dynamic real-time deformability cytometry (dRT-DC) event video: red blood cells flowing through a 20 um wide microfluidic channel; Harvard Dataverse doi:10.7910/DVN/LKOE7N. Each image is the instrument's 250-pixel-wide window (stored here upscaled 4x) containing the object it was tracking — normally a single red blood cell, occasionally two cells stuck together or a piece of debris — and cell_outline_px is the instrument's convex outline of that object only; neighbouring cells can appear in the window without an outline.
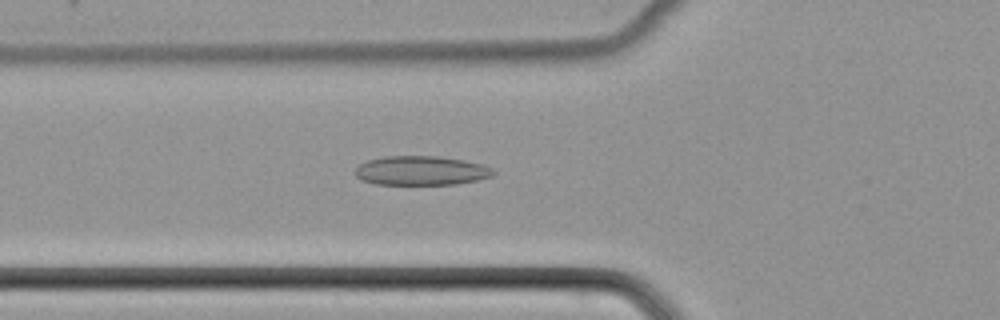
{"species": "common noctule bat (a hibernating species)", "species_latin": "Nyctalus noctula", "temperature_condition": "cold", "stored_images_in_passage": 51, "camera_frame_rate_fps": 3000, "um_per_image_px": 0.085, "animal": {"sex": "female", "body_mass_g": 22.7, "forearm_length_mm": 54.2}, "frame": {"image": 1, "passage_image": 19, "time_ms": 6.0, "image_size_px": [1000, 320], "cell_outline_px": [[496, 172], [492, 176], [476, 180], [456, 184], [376, 184], [360, 180], [356, 176], [356, 168], [360, 164], [368, 160], [384, 156], [440, 156], [464, 160], [484, 164], [492, 168]], "centroid_in_image_um": [35.81, 14.49], "position_along_channel_um": 90.0, "area_um2": 23.58}}
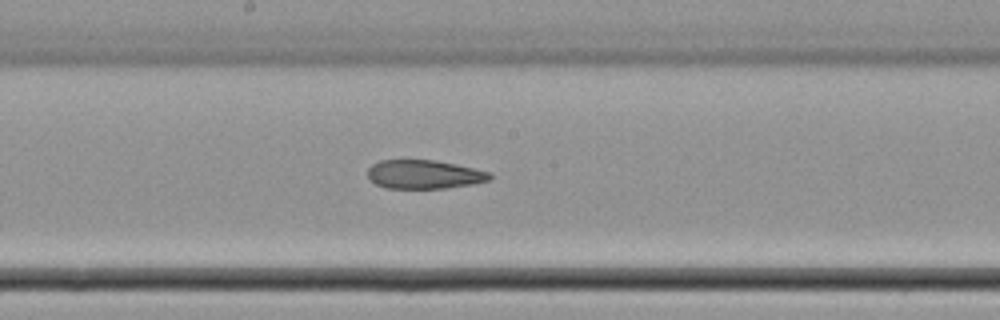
{"frame": {"image": 2, "passage_image": 28, "time_ms": 9.0, "image_size_px": [1000, 320], "cell_outline_px": [[492, 176], [488, 180], [472, 184], [448, 188], [384, 188], [376, 184], [368, 176], [368, 168], [372, 164], [380, 160], [436, 160], [456, 164], [492, 172]], "centroid_in_image_um": [36.06, 14.82], "position_along_channel_um": 212.1, "area_um2": 20.52}}
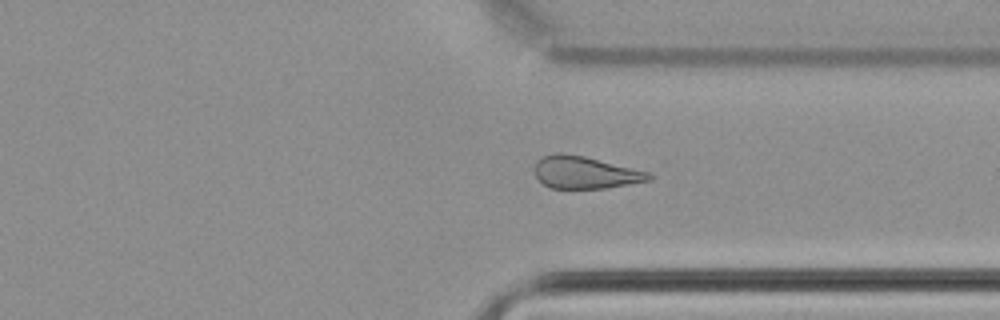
{"frame": {"image": 3, "passage_image": 39, "time_ms": 12.667, "image_size_px": [1000, 320], "cell_outline_px": [[652, 180], [608, 188], [548, 188], [536, 176], [532, 168], [536, 160], [540, 156], [556, 152], [564, 152], [584, 156], [648, 172], [652, 176]], "centroid_in_image_um": [49.66, 14.65], "position_along_channel_um": 361.7, "area_um2": 21.73}}